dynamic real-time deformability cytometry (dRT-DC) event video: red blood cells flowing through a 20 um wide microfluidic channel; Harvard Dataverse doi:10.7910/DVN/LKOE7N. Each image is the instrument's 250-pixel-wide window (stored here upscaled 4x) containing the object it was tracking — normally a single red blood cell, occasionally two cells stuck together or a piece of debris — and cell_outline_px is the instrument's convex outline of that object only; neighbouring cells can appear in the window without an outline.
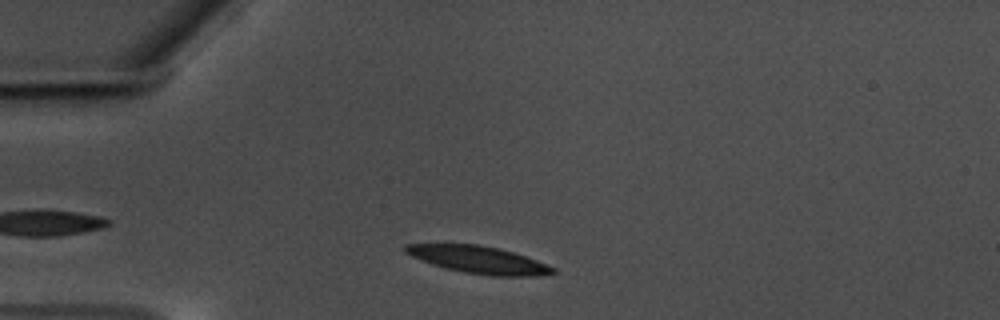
{"species": "common noctule bat (a hibernating species)", "species_latin": "Nyctalus noctula", "temperature_condition": "warm", "stored_images_in_passage": 7, "segment_of_instrument_passage": [1, 2], "camera_frame_rate_fps": 3000, "um_per_image_px": 0.085, "animal": {"sex": "male", "body_mass_g": 17.5, "forearm_length_mm": 52.3}, "frame": {"image": 1, "passage_image": 4, "time_ms": 1.0, "image_size_px": [1000, 320], "cell_outline_px": [[556, 272], [536, 276], [488, 276], [464, 272], [444, 268], [420, 260], [404, 252], [404, 244], [480, 244], [500, 248], [536, 260], [556, 268]], "centroid_in_image_um": [40.66, 22.08], "position_along_channel_um": 44.3, "area_um2": 23.47}}